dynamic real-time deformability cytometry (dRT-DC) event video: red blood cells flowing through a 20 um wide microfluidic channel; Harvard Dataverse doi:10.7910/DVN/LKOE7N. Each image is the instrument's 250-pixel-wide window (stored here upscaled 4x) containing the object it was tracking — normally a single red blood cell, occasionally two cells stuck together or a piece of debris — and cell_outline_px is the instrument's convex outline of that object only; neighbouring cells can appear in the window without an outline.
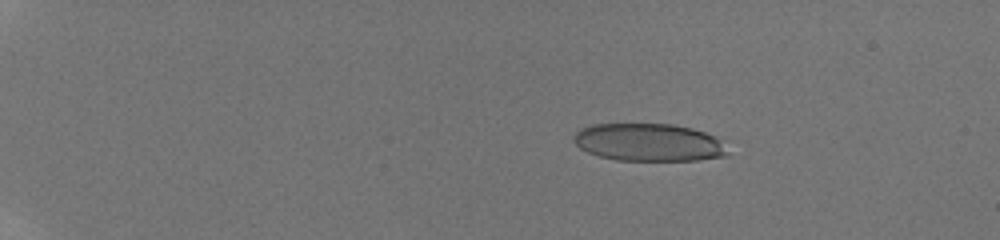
{"species": "human", "species_latin": "Homo sapiens", "temperature_condition": "room temperature", "stored_images_in_passage": 10, "camera_frame_rate_fps": 3000, "um_per_image_px": 0.085, "donor": {"sex": "male"}, "frame": {"image": 1, "passage_image": 5, "time_ms": 2.333, "image_size_px": [1000, 240], "cell_outline_px": [[728, 156], [696, 160], [616, 160], [600, 156], [588, 152], [580, 148], [572, 140], [576, 132], [580, 128], [592, 124], [672, 124], [692, 128], [716, 136], [728, 152]], "centroid_in_image_um": [55.13, 12.1], "position_along_channel_um": 29.9, "area_um2": 33.76}}
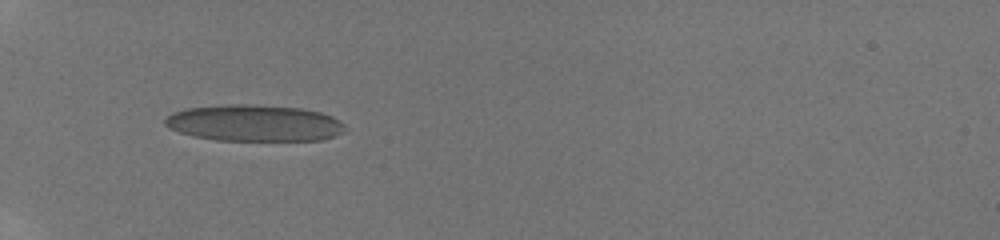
{"frame": {"image": 2, "passage_image": 9, "time_ms": 5.667, "image_size_px": [1000, 240], "cell_outline_px": [[344, 132], [336, 136], [324, 140], [216, 140], [196, 136], [180, 132], [168, 128], [164, 124], [164, 120], [172, 112], [188, 108], [228, 104], [248, 104], [300, 108], [320, 112], [332, 116], [340, 120], [344, 124]], "centroid_in_image_um": [21.63, 10.46], "position_along_channel_um": 63.4, "area_um2": 38.26}}